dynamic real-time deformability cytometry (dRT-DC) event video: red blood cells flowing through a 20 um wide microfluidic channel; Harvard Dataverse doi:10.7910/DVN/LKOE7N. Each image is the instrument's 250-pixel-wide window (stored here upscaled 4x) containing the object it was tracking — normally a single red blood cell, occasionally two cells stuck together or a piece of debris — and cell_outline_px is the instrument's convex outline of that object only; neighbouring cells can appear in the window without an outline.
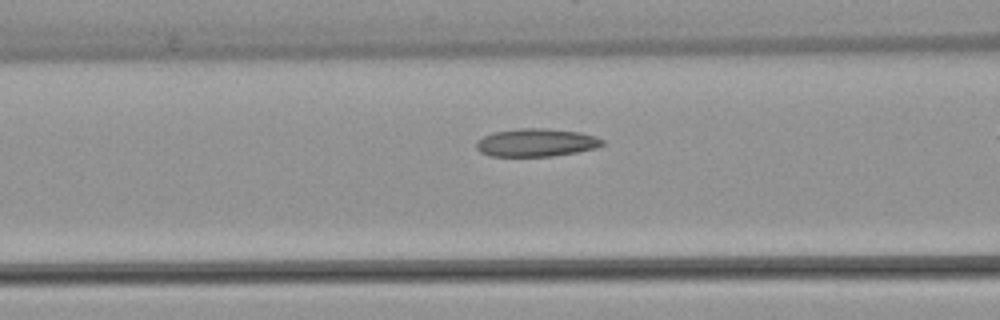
{"species": "common noctule bat (a hibernating species)", "species_latin": "Nyctalus noctula", "temperature_condition": "warm", "stored_images_in_passage": 37, "camera_frame_rate_fps": 3000, "um_per_image_px": 0.085, "animal": {"sex": "female", "body_mass_g": 22.7, "forearm_length_mm": 54.2}, "frame": {"image": 1, "passage_image": 16, "time_ms": 5.0, "image_size_px": [1000, 320], "cell_outline_px": [[604, 144], [596, 148], [576, 152], [552, 156], [488, 156], [480, 152], [476, 148], [476, 140], [492, 132], [520, 128], [544, 128], [580, 132], [596, 136], [604, 140]], "centroid_in_image_um": [45.56, 12.12], "position_along_channel_um": 121.0, "area_um2": 20.69}}
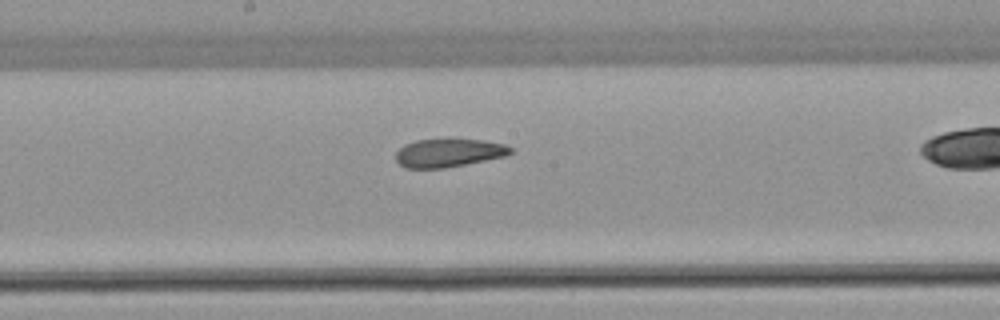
{"frame": {"image": 2, "passage_image": 23, "time_ms": 7.333, "image_size_px": [1000, 320], "cell_outline_px": [[512, 152], [504, 156], [444, 168], [404, 168], [396, 160], [396, 152], [404, 144], [416, 140], [484, 140], [504, 144], [512, 148]], "centroid_in_image_um": [38.1, 13.0], "position_along_channel_um": 210.1, "area_um2": 18.55}}
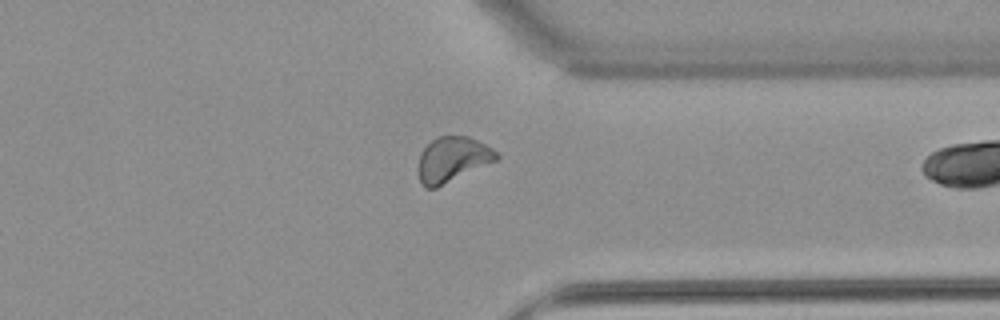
{"frame": {"image": 3, "passage_image": 36, "time_ms": 11.667, "image_size_px": [1000, 320], "cell_outline_px": [[500, 156], [496, 160], [436, 188], [424, 188], [420, 184], [420, 152], [436, 136], [468, 136], [492, 148]], "centroid_in_image_um": [38.45, 13.54], "position_along_channel_um": 373.0, "area_um2": 20.17}}